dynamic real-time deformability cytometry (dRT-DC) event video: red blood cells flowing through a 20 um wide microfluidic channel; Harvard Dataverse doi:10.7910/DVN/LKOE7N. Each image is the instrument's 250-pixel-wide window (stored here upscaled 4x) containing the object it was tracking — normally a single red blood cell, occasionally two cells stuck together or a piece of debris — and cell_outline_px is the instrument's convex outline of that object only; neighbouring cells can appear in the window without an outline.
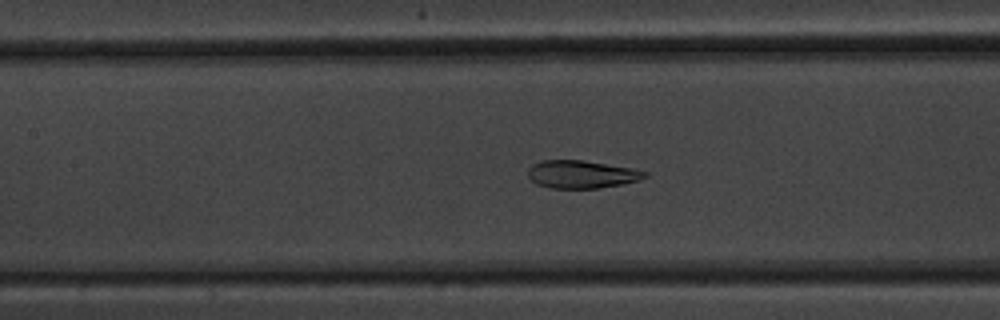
{"species": "common noctule bat (a hibernating species)", "species_latin": "Nyctalus noctula", "temperature_condition": "warm", "stored_images_in_passage": 58, "camera_frame_rate_fps": 3000, "um_per_image_px": 0.085, "animal": {"sex": "male", "body_mass_g": 20.1, "forearm_length_mm": 53.5}, "frame": {"image": 1, "passage_image": 27, "time_ms": 8.667, "image_size_px": [1000, 320], "cell_outline_px": [[648, 176], [640, 180], [620, 184], [596, 188], [548, 188], [536, 184], [528, 176], [528, 168], [532, 164], [540, 160], [584, 160], [632, 168], [648, 172]], "centroid_in_image_um": [49.41, 14.81], "position_along_channel_um": 158.0, "area_um2": 19.02}}
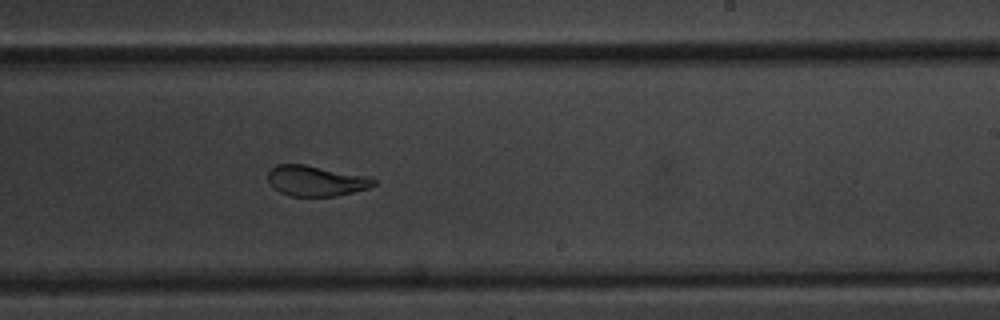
{"frame": {"image": 2, "passage_image": 36, "time_ms": 11.667, "image_size_px": [1000, 320], "cell_outline_px": [[376, 184], [368, 188], [336, 196], [292, 196], [280, 192], [272, 188], [268, 184], [268, 172], [276, 164], [304, 164], [372, 176], [376, 180]], "centroid_in_image_um": [26.86, 15.36], "position_along_channel_um": 262.1, "area_um2": 19.07}}
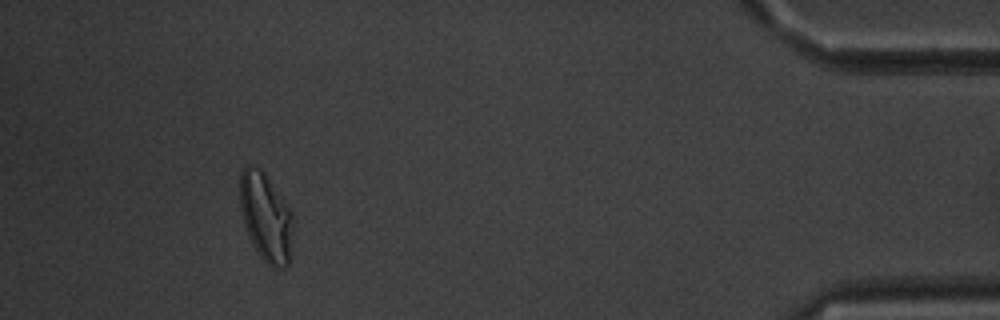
{"frame": {"image": 3, "passage_image": 54, "time_ms": 17.667, "image_size_px": [1000, 320], "cell_outline_px": [[292, 260], [284, 268], [272, 268], [256, 252], [248, 236], [244, 224], [240, 208], [240, 172], [248, 164], [260, 168], [264, 172], [288, 208], [292, 216]], "centroid_in_image_um": [22.59, 18.51], "position_along_channel_um": 412.6, "area_um2": 27.46}, "authors_computed_cell_mechanics": {"area_um2": 23.1778, "velocity_mm_per_s": 3.4816, "shape_relaxation_time_tau1_ms": 6.612, "shape_relaxation_time_tau2_ms": 1.0233, "deformation_change_tau1": 0.1618, "deformation_change_tau2": 0.0586}}